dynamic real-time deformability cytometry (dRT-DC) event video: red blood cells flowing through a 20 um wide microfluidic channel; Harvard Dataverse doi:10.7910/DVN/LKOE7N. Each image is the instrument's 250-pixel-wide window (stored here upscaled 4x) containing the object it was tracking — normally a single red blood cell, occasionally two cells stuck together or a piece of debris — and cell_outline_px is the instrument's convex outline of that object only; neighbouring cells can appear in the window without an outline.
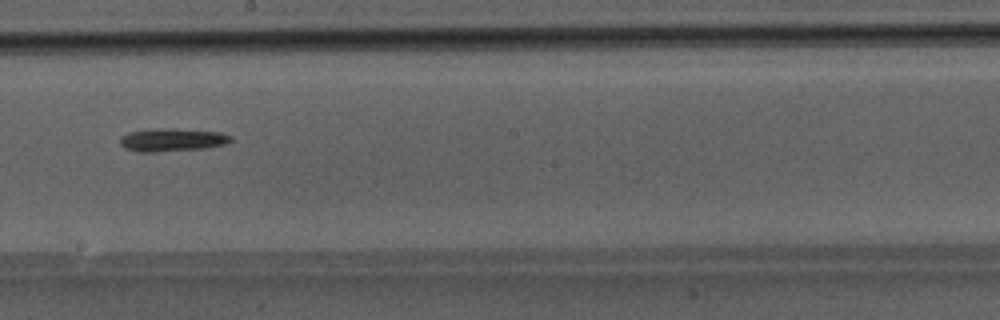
{"species": "Egyptian fruit bat (a non-hibernating species)", "species_latin": "Rousettus aegyptiacus", "temperature_condition": "room temperature", "stored_images_in_passage": 30, "camera_frame_rate_fps": 3000, "um_per_image_px": 0.085, "animal": {"sex": "male"}, "frame": {"image": 1, "passage_image": 13, "time_ms": 4.0, "image_size_px": [1000, 320], "cell_outline_px": [[232, 140], [224, 144], [208, 148], [156, 152], [140, 152], [124, 148], [120, 144], [120, 140], [128, 132], [160, 128], [176, 128], [220, 132], [232, 136]], "centroid_in_image_um": [14.66, 11.89], "position_along_channel_um": 233.5, "area_um2": 14.91}}